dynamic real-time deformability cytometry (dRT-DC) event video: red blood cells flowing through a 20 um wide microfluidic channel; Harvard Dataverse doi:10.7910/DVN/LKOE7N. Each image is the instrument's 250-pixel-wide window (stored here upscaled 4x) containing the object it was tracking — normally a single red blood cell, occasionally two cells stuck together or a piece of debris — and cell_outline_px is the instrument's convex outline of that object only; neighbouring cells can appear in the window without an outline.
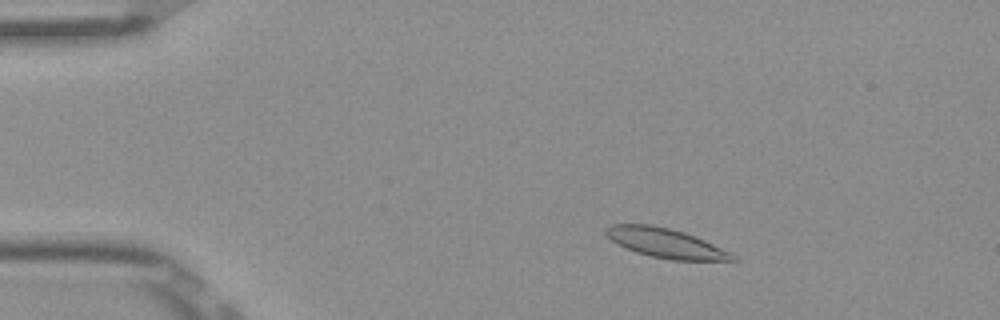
{"species": "Egyptian fruit bat (a non-hibernating species)", "species_latin": "Rousettus aegyptiacus", "temperature_condition": "room temperature", "stored_images_in_passage": 51, "camera_frame_rate_fps": 3000, "um_per_image_px": 0.085, "frame": {"image": 1, "passage_image": 7, "time_ms": 2.0, "image_size_px": [1000, 320], "cell_outline_px": [[740, 260], [672, 260], [652, 256], [636, 252], [624, 248], [616, 244], [604, 232], [604, 228], [612, 224], [652, 224], [684, 232], [704, 240], [732, 252]], "centroid_in_image_um": [56.57, 20.66], "position_along_channel_um": 28.4, "area_um2": 21.73}}
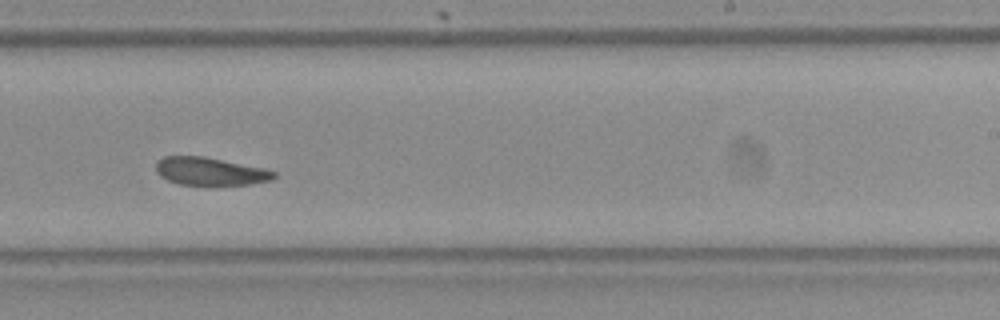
{"frame": {"image": 2, "passage_image": 31, "time_ms": 10.0, "image_size_px": [1000, 320], "cell_outline_px": [[276, 176], [272, 180], [248, 184], [212, 188], [208, 188], [180, 184], [168, 180], [160, 176], [156, 172], [156, 160], [164, 156], [204, 156], [264, 168], [276, 172]], "centroid_in_image_um": [17.85, 14.61], "position_along_channel_um": 271.1, "area_um2": 20.06}}
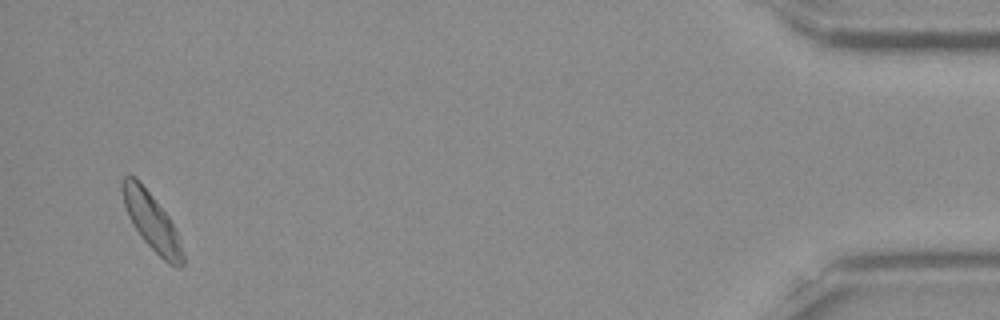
{"frame": {"image": 3, "passage_image": 49, "time_ms": 16.0, "image_size_px": [1000, 320], "cell_outline_px": [[184, 264], [180, 268], [176, 268], [168, 264], [144, 240], [132, 224], [128, 216], [124, 204], [120, 188], [120, 180], [124, 176], [136, 176], [168, 216], [176, 228], [184, 252]], "centroid_in_image_um": [12.9, 18.83], "position_along_channel_um": 422.3, "area_um2": 20.29}}